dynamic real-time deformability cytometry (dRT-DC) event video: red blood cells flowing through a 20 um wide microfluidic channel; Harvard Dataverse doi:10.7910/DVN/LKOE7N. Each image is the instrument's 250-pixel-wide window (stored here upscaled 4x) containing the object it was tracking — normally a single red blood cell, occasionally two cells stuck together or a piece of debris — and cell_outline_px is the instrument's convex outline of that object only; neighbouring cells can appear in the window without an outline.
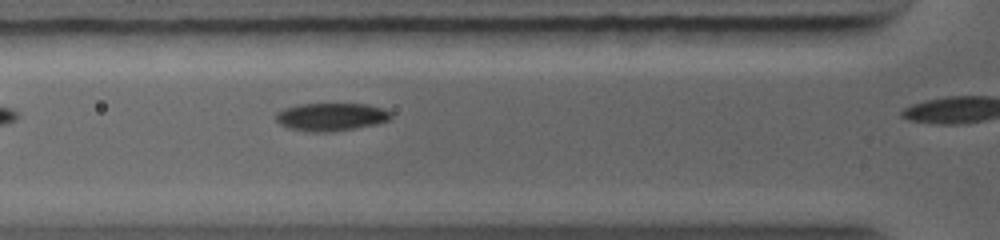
{"species": "common noctule bat (a hibernating species)", "species_latin": "Nyctalus noctula", "temperature_condition": "warm", "stored_images_in_passage": 4, "camera_frame_rate_fps": 5000, "um_per_image_px": 0.085, "animal": {"sex": "female", "body_mass_g": 19.0, "forearm_length_mm": 56.7}, "frame": {"image": 1, "passage_image": 2, "time_ms": 0.4, "image_size_px": [1000, 240], "cell_outline_px": [[392, 116], [388, 120], [376, 124], [356, 128], [332, 132], [312, 132], [288, 128], [280, 124], [276, 120], [276, 112], [284, 108], [296, 104], [368, 104], [384, 108], [392, 112]], "centroid_in_image_um": [28.15, 9.93], "position_along_channel_um": 97.7, "area_um2": 18.9}}